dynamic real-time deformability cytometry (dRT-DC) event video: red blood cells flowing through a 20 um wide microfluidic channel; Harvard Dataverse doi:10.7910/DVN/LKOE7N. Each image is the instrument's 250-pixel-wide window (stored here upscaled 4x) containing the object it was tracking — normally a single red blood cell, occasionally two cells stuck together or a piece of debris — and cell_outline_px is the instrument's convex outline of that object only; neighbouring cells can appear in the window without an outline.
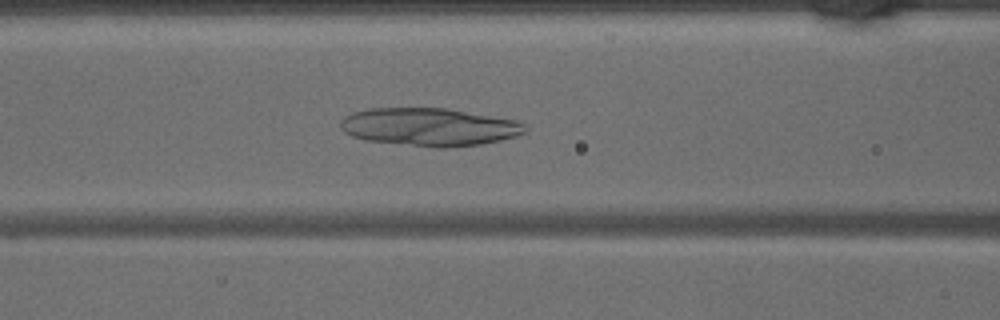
{"species": "common noctule bat (a hibernating species)", "species_latin": "Nyctalus noctula", "temperature_condition": "warm", "stored_images_in_passage": 44, "camera_frame_rate_fps": 3000, "um_per_image_px": 0.085, "animal": {"sex": "male", "body_mass_g": 15.6}, "frame": {"image": 1, "passage_image": 18, "time_ms": 5.667, "image_size_px": [1000, 320], "cell_outline_px": [[528, 132], [516, 136], [500, 140], [480, 144], [444, 148], [440, 148], [368, 140], [352, 136], [344, 132], [340, 128], [340, 120], [344, 116], [352, 112], [368, 108], [448, 108], [516, 120], [524, 124], [528, 128]], "centroid_in_image_um": [36.5, 10.78], "position_along_channel_um": 130.1, "area_um2": 40.86}}
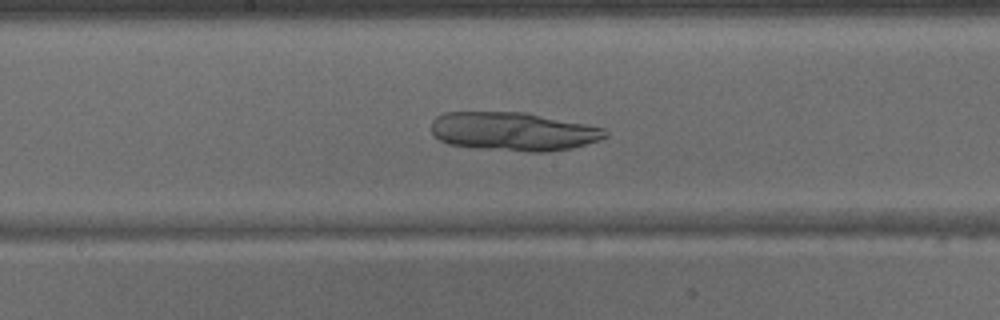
{"frame": {"image": 2, "passage_image": 23, "time_ms": 7.333, "image_size_px": [1000, 320], "cell_outline_px": [[608, 136], [600, 140], [572, 148], [548, 152], [528, 152], [472, 148], [448, 144], [432, 136], [432, 120], [436, 116], [444, 112], [524, 112], [604, 128], [608, 132]], "centroid_in_image_um": [43.6, 11.19], "position_along_channel_um": 204.6, "area_um2": 39.42}}
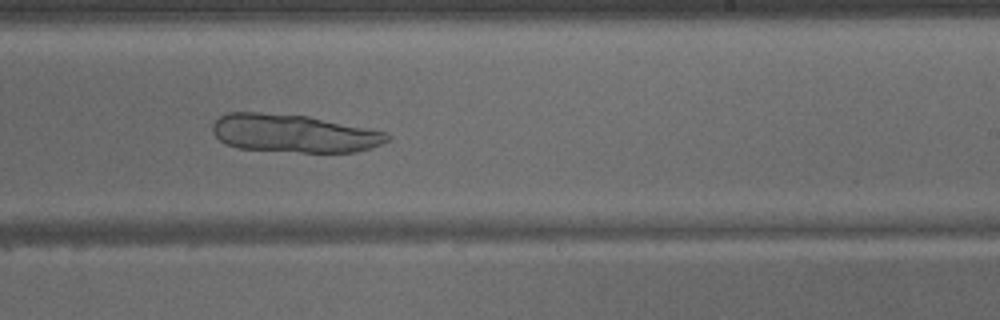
{"frame": {"image": 3, "passage_image": 27, "time_ms": 8.667, "image_size_px": [1000, 320], "cell_outline_px": [[392, 136], [388, 140], [372, 148], [356, 152], [300, 152], [236, 148], [224, 144], [212, 132], [212, 124], [220, 116], [228, 112], [256, 112], [308, 116], [384, 132]], "centroid_in_image_um": [24.92, 11.34], "position_along_channel_um": 264.1, "area_um2": 38.61}}